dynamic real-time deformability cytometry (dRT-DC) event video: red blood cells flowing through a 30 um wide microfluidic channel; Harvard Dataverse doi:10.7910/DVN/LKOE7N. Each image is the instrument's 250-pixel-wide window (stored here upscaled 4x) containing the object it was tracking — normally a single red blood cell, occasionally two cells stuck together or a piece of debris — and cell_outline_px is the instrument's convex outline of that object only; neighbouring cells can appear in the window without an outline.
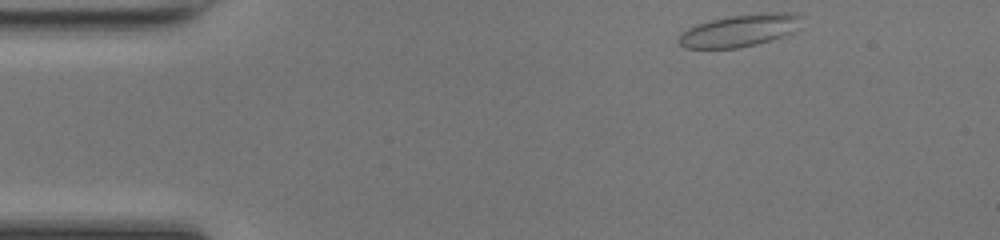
{"species": "common noctule bat (a hibernating species)", "species_latin": "Nyctalus noctula", "temperature_condition": "room temperature", "stored_images_in_passage": 43, "camera_frame_rate_fps": 3000, "um_per_image_px": 0.085, "animal": {"sex": "female", "body_mass_g": 17.0, "forearm_length_mm": 48.0}, "frame": {"image": 1, "passage_image": 1, "time_ms": 0.0, "image_size_px": [1000, 240], "cell_outline_px": [[800, 28], [792, 32], [756, 44], [736, 48], [684, 48], [676, 40], [688, 28], [696, 24], [728, 16], [768, 12], [792, 12], [800, 16]], "centroid_in_image_um": [62.87, 2.58], "position_along_channel_um": 22.1, "area_um2": 22.83}}
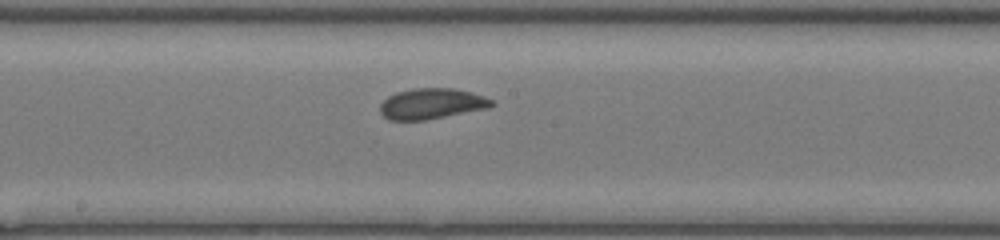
{"frame": {"image": 2, "passage_image": 20, "time_ms": 6.333, "image_size_px": [1000, 240], "cell_outline_px": [[496, 104], [488, 108], [424, 120], [388, 120], [380, 112], [380, 104], [388, 96], [396, 92], [412, 88], [456, 88], [472, 92], [484, 96], [492, 100]], "centroid_in_image_um": [36.69, 8.8], "position_along_channel_um": 211.5, "area_um2": 20.0}}
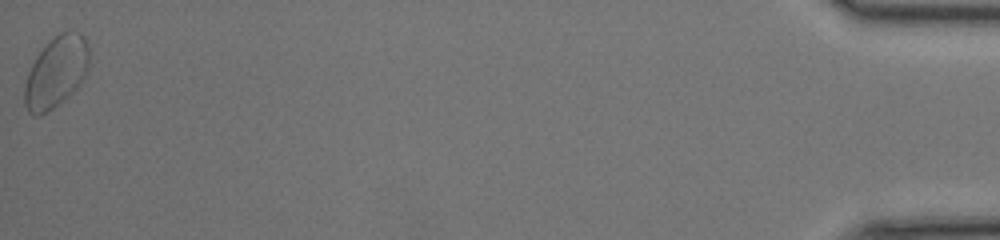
{"frame": {"image": 3, "passage_image": 43, "time_ms": 14.0, "image_size_px": [1000, 240], "cell_outline_px": [[88, 68], [80, 84], [72, 92], [52, 108], [40, 116], [32, 116], [28, 112], [24, 104], [24, 84], [28, 72], [36, 56], [60, 32], [80, 32], [84, 36], [88, 44]], "centroid_in_image_um": [4.75, 6.15], "position_along_channel_um": 430.4, "area_um2": 26.41}, "authors_computed_cell_mechanics": {"area_um2": 20.1144, "velocity_mm_per_s": 4.2514, "shape_relaxation_time_tau1_ms": 2.9433, "shape_relaxation_time_tau2_ms": 0.9204, "deformation_change_tau1": 0.0804, "deformation_change_tau2": 0.0301}}